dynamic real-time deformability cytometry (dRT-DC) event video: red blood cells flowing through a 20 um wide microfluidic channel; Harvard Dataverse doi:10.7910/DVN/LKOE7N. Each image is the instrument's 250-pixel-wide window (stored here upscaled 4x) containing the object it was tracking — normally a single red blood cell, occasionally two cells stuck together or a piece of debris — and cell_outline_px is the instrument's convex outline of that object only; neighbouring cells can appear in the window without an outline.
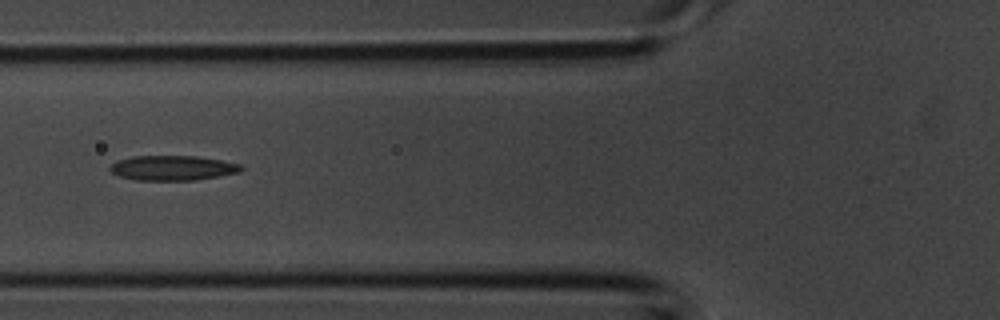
{"species": "common noctule bat (a hibernating species)", "species_latin": "Nyctalus noctula", "temperature_condition": "room temperature", "stored_images_in_passage": 5, "camera_frame_rate_fps": 3000, "um_per_image_px": 0.085, "animal": {"sex": "male", "body_mass_g": 20.1, "forearm_length_mm": 53.5}, "frame": {"image": 1, "passage_image": 5, "time_ms": 1.333, "image_size_px": [1000, 320], "cell_outline_px": [[244, 168], [240, 172], [192, 180], [136, 180], [120, 176], [112, 172], [108, 168], [116, 160], [132, 156], [196, 156], [220, 160], [240, 164]], "centroid_in_image_um": [14.64, 14.27], "position_along_channel_um": 111.2, "area_um2": 18.84}}